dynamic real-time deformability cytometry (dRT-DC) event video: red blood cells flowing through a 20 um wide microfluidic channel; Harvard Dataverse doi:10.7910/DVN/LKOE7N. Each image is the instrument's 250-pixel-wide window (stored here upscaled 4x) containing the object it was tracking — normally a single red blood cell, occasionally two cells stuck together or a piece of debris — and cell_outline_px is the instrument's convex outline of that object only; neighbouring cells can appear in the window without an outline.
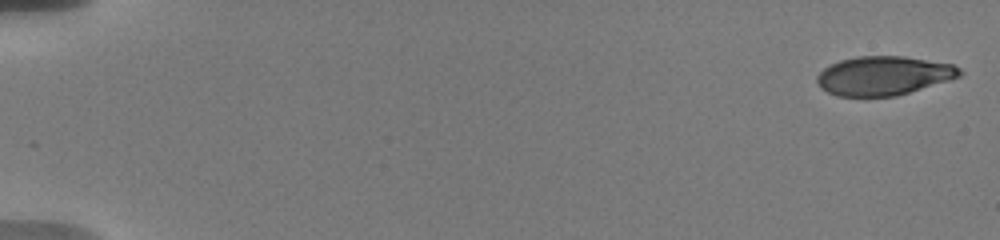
{"species": "human", "species_latin": "Homo sapiens", "temperature_condition": "warm", "stored_images_in_passage": 7, "camera_frame_rate_fps": 3000, "um_per_image_px": 0.085, "donor": {"sex": "male"}, "frame": {"image": 1, "passage_image": 1, "time_ms": 0.0, "image_size_px": [1000, 240], "cell_outline_px": [[964, 72], [960, 76], [948, 80], [896, 96], [836, 96], [820, 88], [816, 80], [816, 76], [824, 68], [840, 60], [856, 56], [904, 56], [952, 64], [960, 68]], "centroid_in_image_um": [75.09, 6.43], "position_along_channel_um": 9.9, "area_um2": 32.31}}
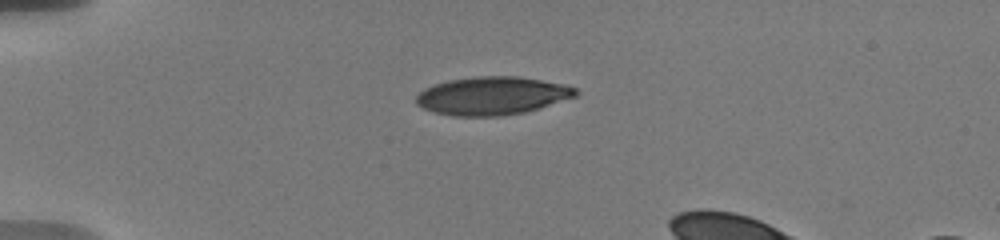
{"frame": {"image": 2, "passage_image": 6, "time_ms": 4.667, "image_size_px": [1000, 240], "cell_outline_px": [[580, 92], [576, 96], [540, 108], [524, 112], [500, 116], [452, 116], [436, 112], [424, 108], [416, 104], [416, 96], [424, 88], [448, 80], [476, 76], [516, 76], [568, 84], [576, 88]], "centroid_in_image_um": [41.87, 8.13], "position_along_channel_um": 43.1, "area_um2": 35.55}}